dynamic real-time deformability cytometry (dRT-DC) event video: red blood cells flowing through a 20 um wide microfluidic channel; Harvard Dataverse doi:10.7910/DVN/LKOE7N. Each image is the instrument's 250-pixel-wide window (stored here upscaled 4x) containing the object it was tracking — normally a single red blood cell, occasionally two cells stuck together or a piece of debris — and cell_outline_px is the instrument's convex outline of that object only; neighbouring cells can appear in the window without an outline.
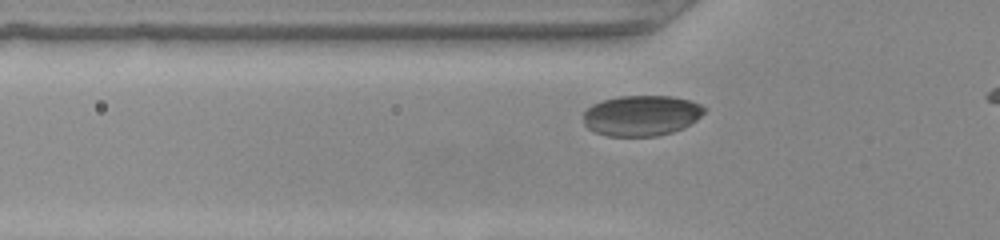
{"species": "common noctule bat (a hibernating species)", "species_latin": "Nyctalus noctula", "temperature_condition": "warm", "stored_images_in_passage": 30, "camera_frame_rate_fps": 3000, "um_per_image_px": 0.085, "animal": {"sex": "female", "body_mass_g": 22.0, "forearm_length_mm": 56.7}, "frame": {"image": 1, "passage_image": 5, "time_ms": 1.333, "image_size_px": [1000, 240], "cell_outline_px": [[708, 108], [696, 120], [684, 128], [672, 132], [656, 136], [608, 136], [596, 132], [588, 128], [584, 124], [584, 112], [592, 104], [604, 100], [620, 96], [672, 96], [692, 100]], "centroid_in_image_um": [54.55, 9.82], "position_along_channel_um": 71.2, "area_um2": 28.67}}
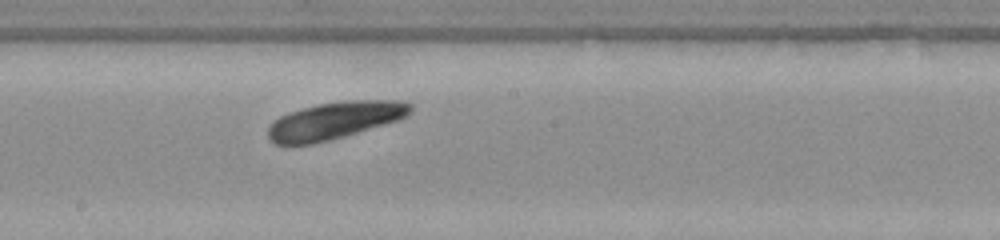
{"frame": {"image": 2, "passage_image": 16, "time_ms": 5.0, "image_size_px": [1000, 240], "cell_outline_px": [[412, 112], [408, 116], [384, 124], [344, 136], [312, 144], [276, 144], [268, 136], [268, 128], [280, 116], [288, 112], [316, 104], [344, 100], [400, 100], [412, 104]], "centroid_in_image_um": [28.48, 10.22], "position_along_channel_um": 219.7, "area_um2": 30.63}}
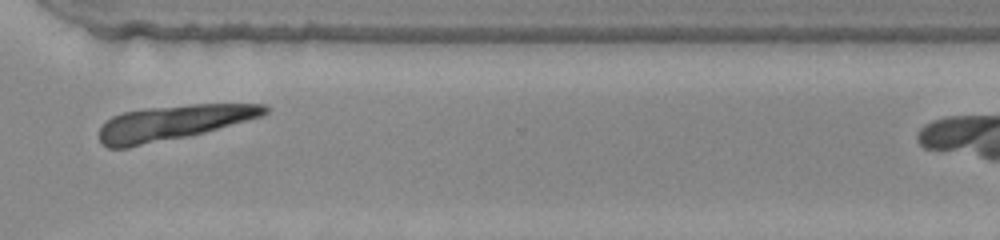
{"frame": {"image": 3, "passage_image": 26, "time_ms": 8.333, "image_size_px": [1000, 240], "cell_outline_px": [[268, 112], [264, 116], [204, 132], [188, 136], [128, 148], [108, 148], [100, 140], [100, 128], [112, 116], [124, 112], [144, 108], [188, 104], [264, 104], [268, 108]], "centroid_in_image_um": [14.73, 10.42], "position_along_channel_um": 355.9, "area_um2": 33.58}}